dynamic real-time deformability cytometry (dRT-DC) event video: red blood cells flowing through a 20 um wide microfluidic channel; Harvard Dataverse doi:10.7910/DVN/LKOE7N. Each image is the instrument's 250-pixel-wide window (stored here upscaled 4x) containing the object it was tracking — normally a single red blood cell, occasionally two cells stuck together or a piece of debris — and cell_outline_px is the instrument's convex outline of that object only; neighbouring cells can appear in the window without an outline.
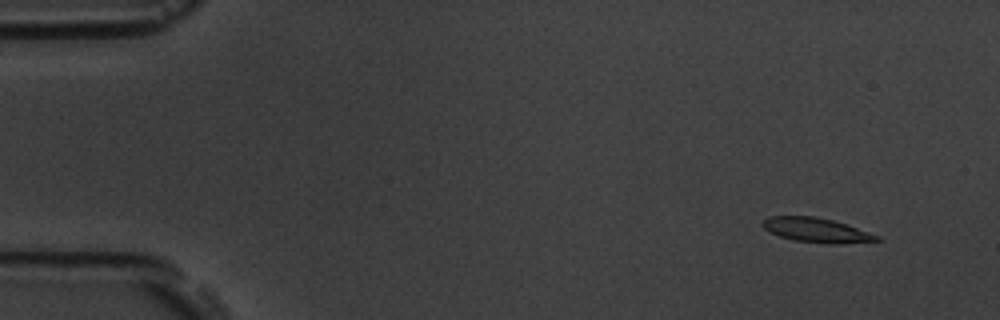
{"species": "common noctule bat (a hibernating species)", "species_latin": "Nyctalus noctula", "temperature_condition": "room temperature", "stored_images_in_passage": 56, "camera_frame_rate_fps": 3000, "um_per_image_px": 0.085, "animal": {"sex": "male", "body_mass_g": 19.5, "forearm_length_mm": 54.6}, "frame": {"image": 1, "passage_image": 5, "time_ms": 1.333, "image_size_px": [1000, 320], "cell_outline_px": [[880, 240], [840, 244], [832, 244], [792, 240], [768, 232], [764, 228], [764, 220], [768, 216], [812, 216], [832, 220], [880, 236]], "centroid_in_image_um": [69.37, 19.57], "position_along_channel_um": 15.6, "area_um2": 16.01}}
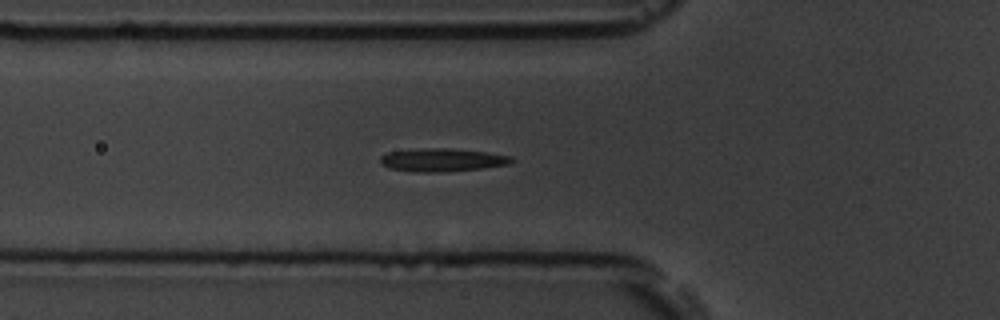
{"frame": {"image": 2, "passage_image": 20, "time_ms": 6.333, "image_size_px": [1000, 320], "cell_outline_px": [[516, 160], [508, 164], [480, 168], [440, 172], [412, 172], [388, 168], [380, 164], [380, 156], [388, 152], [420, 148], [448, 148], [488, 152], [512, 156]], "centroid_in_image_um": [37.55, 13.59], "position_along_channel_um": 88.2, "area_um2": 17.8}}
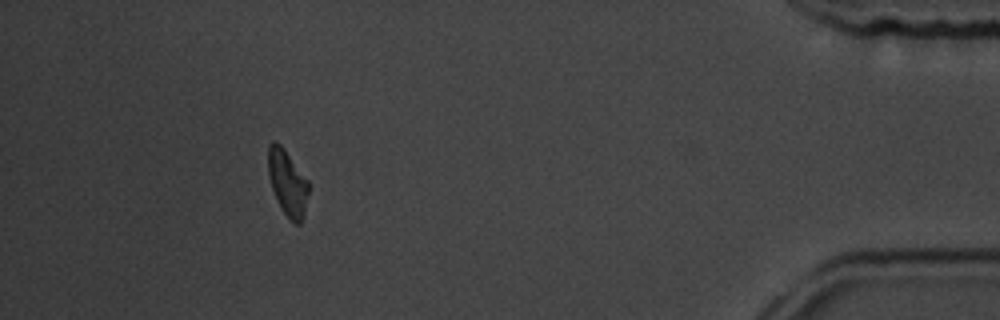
{"frame": {"image": 3, "passage_image": 51, "time_ms": 16.667, "image_size_px": [1000, 320], "cell_outline_px": [[308, 196], [304, 212], [300, 224], [296, 224], [280, 208], [272, 188], [268, 176], [268, 144], [272, 140], [276, 140], [284, 148], [308, 180]], "centroid_in_image_um": [24.42, 15.48], "position_along_channel_um": 410.8, "area_um2": 15.43}, "authors_computed_cell_mechanics": {"area_um2": 16.6464, "velocity_mm_per_s": 3.6922, "shape_relaxation_time_tau1_ms": 6.183, "shape_relaxation_time_tau2_ms": null, "deformation_change_tau1": 0.1494, "deformation_change_tau2": null}}